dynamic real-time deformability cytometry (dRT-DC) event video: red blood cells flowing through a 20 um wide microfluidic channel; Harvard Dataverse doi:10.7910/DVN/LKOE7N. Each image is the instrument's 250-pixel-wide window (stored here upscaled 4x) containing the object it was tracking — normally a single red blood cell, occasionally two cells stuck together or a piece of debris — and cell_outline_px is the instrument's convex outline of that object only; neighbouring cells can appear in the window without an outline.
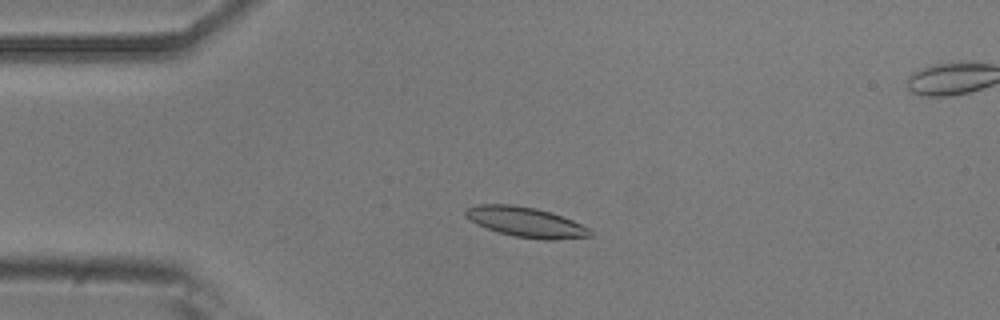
{"species": "common noctule bat (a hibernating species)", "species_latin": "Nyctalus noctula", "temperature_condition": "room temperature", "stored_images_in_passage": 54, "segment_of_instrument_passage": [1, 2], "camera_frame_rate_fps": 3000, "um_per_image_px": 0.085, "animal": {"sex": "male", "body_mass_g": 20.5, "forearm_length_mm": 52.5}, "frame": {"image": 1, "passage_image": 12, "time_ms": 3.667, "image_size_px": [1000, 320], "cell_outline_px": [[592, 236], [556, 240], [544, 240], [516, 236], [500, 232], [476, 224], [464, 216], [464, 212], [468, 208], [476, 204], [512, 204], [536, 208], [552, 212], [572, 220], [588, 228], [592, 232]], "centroid_in_image_um": [44.69, 18.87], "position_along_channel_um": 40.3, "area_um2": 21.73}}
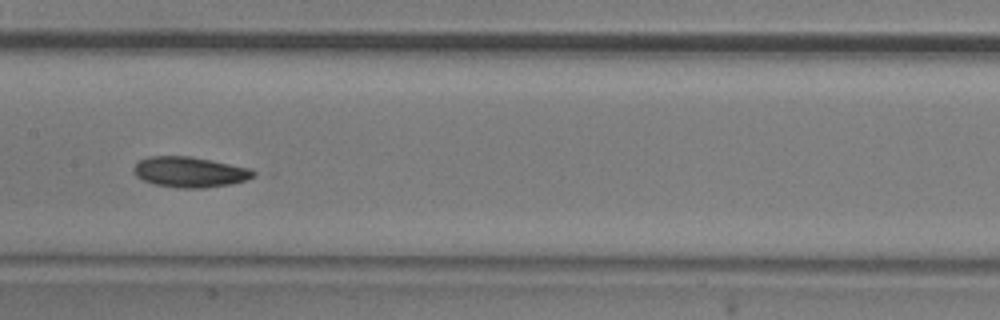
{"frame": {"image": 2, "passage_image": 26, "time_ms": 8.333, "image_size_px": [1000, 320], "cell_outline_px": [[256, 172], [252, 176], [244, 180], [232, 184], [204, 188], [180, 188], [152, 184], [136, 176], [132, 172], [132, 168], [140, 160], [148, 156], [188, 156], [212, 160], [252, 168]], "centroid_in_image_um": [16.11, 14.62], "position_along_channel_um": 191.3, "area_um2": 21.39}}
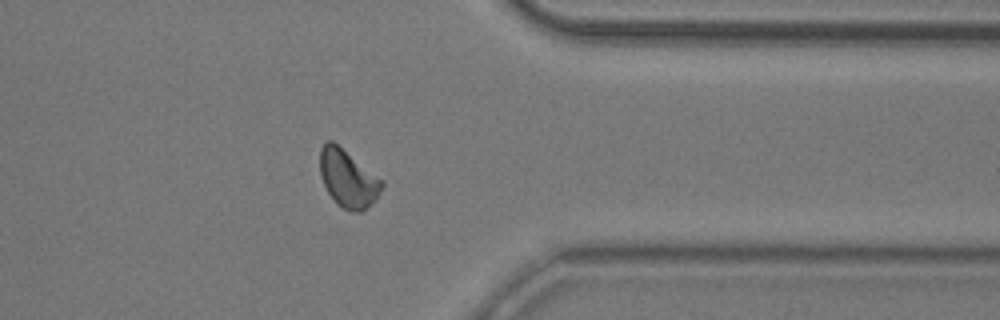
{"frame": {"image": 3, "passage_image": 42, "time_ms": 13.667, "image_size_px": [1000, 320], "cell_outline_px": [[384, 184], [376, 200], [360, 212], [352, 212], [336, 204], [328, 192], [320, 176], [320, 148], [328, 140], [332, 140], [380, 180]], "centroid_in_image_um": [29.54, 15.2], "position_along_channel_um": 381.9, "area_um2": 20.17}}